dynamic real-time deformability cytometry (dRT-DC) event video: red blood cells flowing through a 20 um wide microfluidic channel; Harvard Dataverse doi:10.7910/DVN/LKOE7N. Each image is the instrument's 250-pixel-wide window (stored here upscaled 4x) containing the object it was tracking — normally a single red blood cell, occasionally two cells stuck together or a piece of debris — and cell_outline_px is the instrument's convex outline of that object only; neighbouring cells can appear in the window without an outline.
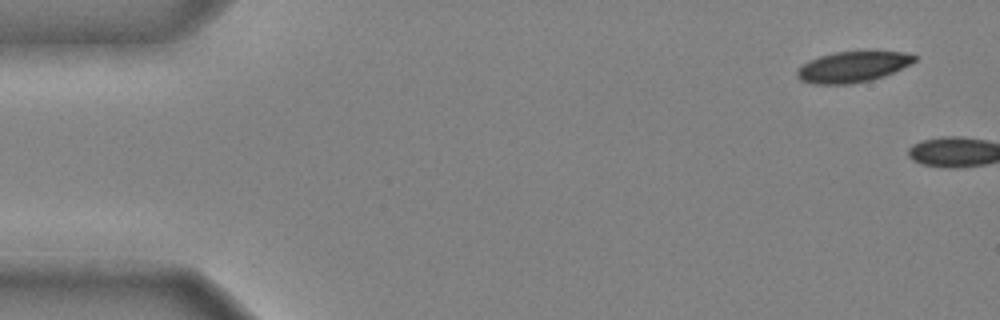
{"species": "common noctule bat (a hibernating species)", "species_latin": "Nyctalus noctula", "temperature_condition": "cold", "stored_images_in_passage": 2, "camera_frame_rate_fps": 3000, "um_per_image_px": 0.085, "animal": {"sex": "male", "body_mass_g": 20.4}, "frame": {"image": 1, "passage_image": 1, "time_ms": 0.0, "image_size_px": [1000, 320], "cell_outline_px": [[916, 60], [884, 76], [872, 80], [852, 84], [812, 84], [800, 80], [796, 76], [796, 72], [808, 60], [820, 56], [836, 52], [904, 52], [916, 56]], "centroid_in_image_um": [72.42, 5.7], "position_along_channel_um": 12.6, "area_um2": 20.75}}